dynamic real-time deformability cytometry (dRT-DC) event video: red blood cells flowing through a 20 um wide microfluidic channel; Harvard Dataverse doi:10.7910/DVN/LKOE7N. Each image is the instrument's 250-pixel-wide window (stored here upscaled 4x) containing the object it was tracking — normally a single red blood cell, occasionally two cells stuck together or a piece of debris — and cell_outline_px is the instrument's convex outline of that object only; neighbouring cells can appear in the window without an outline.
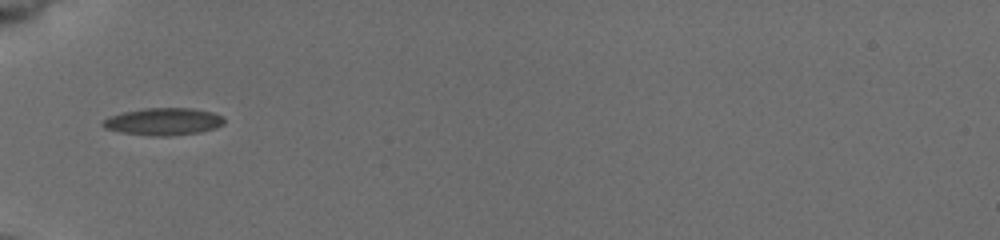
{"species": "common noctule bat (a hibernating species)", "species_latin": "Nyctalus noctula", "temperature_condition": "cold", "stored_images_in_passage": 35, "camera_frame_rate_fps": 3000, "um_per_image_px": 0.085, "animal": {"sex": "female", "body_mass_g": 19.5, "forearm_length_mm": 54.1}, "frame": {"image": 1, "passage_image": 1, "time_ms": 0.0, "image_size_px": [1000, 240], "cell_outline_px": [[224, 120], [220, 124], [212, 128], [196, 132], [128, 132], [108, 128], [104, 124], [104, 120], [112, 116], [124, 112], [148, 108], [188, 108], [208, 112], [220, 116]], "centroid_in_image_um": [13.91, 10.25], "position_along_channel_um": 71.1, "area_um2": 16.94}}
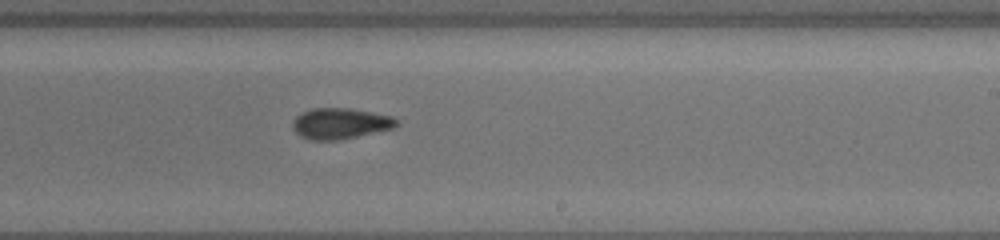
{"frame": {"image": 2, "passage_image": 16, "time_ms": 5.0, "image_size_px": [1000, 240], "cell_outline_px": [[396, 124], [388, 128], [352, 136], [324, 140], [316, 140], [304, 136], [296, 132], [296, 120], [304, 112], [316, 108], [340, 108], [388, 116], [396, 120]], "centroid_in_image_um": [28.88, 10.48], "position_along_channel_um": 260.1, "area_um2": 16.7}}
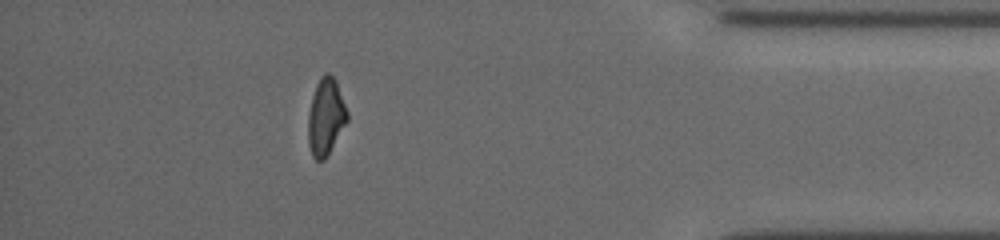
{"frame": {"image": 3, "passage_image": 30, "time_ms": 9.667, "image_size_px": [1000, 240], "cell_outline_px": [[348, 120], [324, 160], [316, 160], [312, 156], [308, 140], [308, 116], [312, 96], [316, 84], [328, 72], [332, 76], [336, 84], [348, 112]], "centroid_in_image_um": [27.68, 9.97], "position_along_channel_um": 407.5, "area_um2": 16.99}, "authors_computed_cell_mechanics": {"area_um2": 16.7042, "velocity_mm_per_s": 3.8453, "shape_relaxation_time_tau1_ms": 9.4194, "shape_relaxation_time_tau2_ms": 3.2846, "deformation_change_tau1": 0.231, "deformation_change_tau2": 0.0921}}